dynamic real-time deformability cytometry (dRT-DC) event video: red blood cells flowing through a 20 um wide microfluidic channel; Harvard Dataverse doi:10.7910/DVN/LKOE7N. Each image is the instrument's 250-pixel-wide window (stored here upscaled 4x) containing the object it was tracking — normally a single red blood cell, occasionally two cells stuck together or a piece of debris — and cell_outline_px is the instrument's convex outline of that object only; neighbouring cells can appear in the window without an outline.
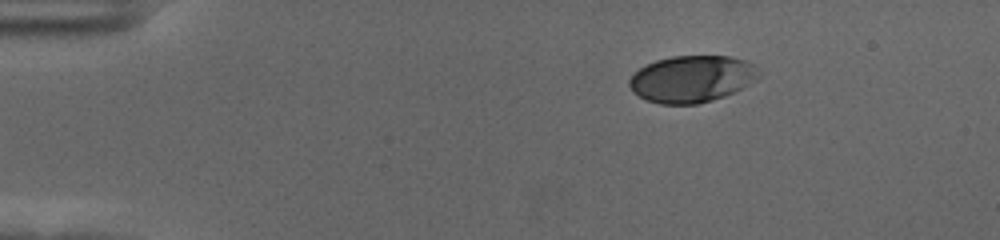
{"species": "human", "species_latin": "Homo sapiens", "temperature_condition": "cold", "stored_images_in_passage": 49, "camera_frame_rate_fps": 3000, "um_per_image_px": 0.085, "donor": {"sex": "female"}, "frame": {"image": 1, "passage_image": 1, "time_ms": 0.0, "image_size_px": [1000, 240], "cell_outline_px": [[760, 76], [748, 84], [724, 96], [712, 100], [696, 104], [660, 104], [644, 100], [632, 92], [628, 84], [628, 80], [640, 68], [656, 60], [672, 56], [728, 56], [744, 60], [752, 64]], "centroid_in_image_um": [58.74, 6.71], "position_along_channel_um": 26.3, "area_um2": 35.03}}
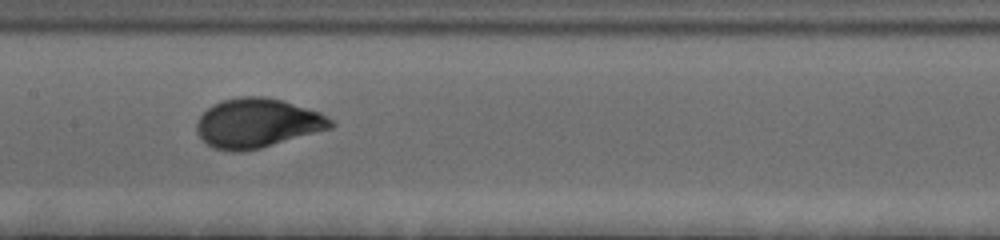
{"frame": {"image": 2, "passage_image": 21, "time_ms": 6.667, "image_size_px": [1000, 240], "cell_outline_px": [[336, 124], [332, 128], [260, 148], [240, 152], [232, 152], [216, 148], [208, 144], [196, 132], [196, 124], [200, 116], [212, 104], [224, 100], [240, 96], [264, 96], [280, 100], [320, 112], [332, 120]], "centroid_in_image_um": [21.87, 10.46], "position_along_channel_um": 185.5, "area_um2": 38.26}}
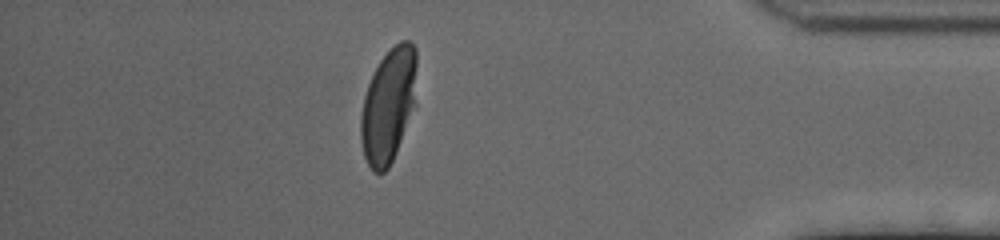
{"frame": {"image": 3, "passage_image": 42, "time_ms": 13.667, "image_size_px": [1000, 240], "cell_outline_px": [[416, 104], [396, 152], [388, 168], [384, 172], [372, 172], [364, 156], [360, 140], [360, 116], [364, 96], [368, 84], [380, 60], [400, 40], [408, 40], [416, 48]], "centroid_in_image_um": [33.02, 8.97], "position_along_channel_um": 402.2, "area_um2": 37.34}, "authors_computed_cell_mechanics": {"area_um2": 36.992, "velocity_mm_per_s": 3.5808, "shape_relaxation_time_tau1_ms": 3.1064, "shape_relaxation_time_tau2_ms": null, "deformation_change_tau1": 0.1601, "deformation_change_tau2": null}}